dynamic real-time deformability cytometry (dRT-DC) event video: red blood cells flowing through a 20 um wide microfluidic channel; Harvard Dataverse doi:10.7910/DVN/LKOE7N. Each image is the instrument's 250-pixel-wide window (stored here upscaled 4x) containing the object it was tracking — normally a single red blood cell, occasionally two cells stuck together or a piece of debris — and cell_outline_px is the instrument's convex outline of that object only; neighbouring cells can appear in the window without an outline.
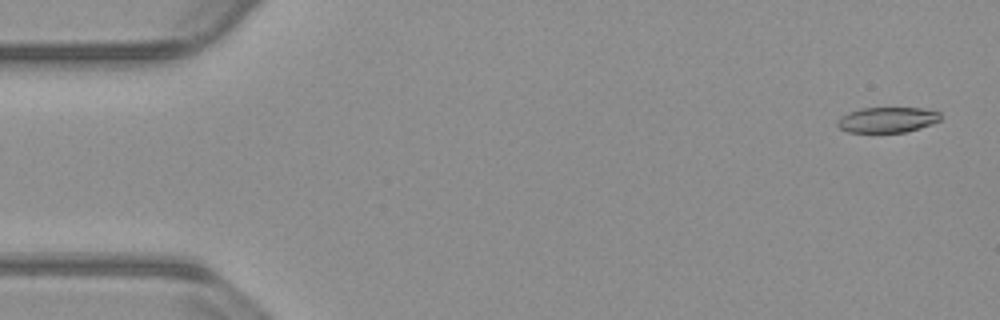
{"species": "common noctule bat (a hibernating species)", "species_latin": "Nyctalus noctula", "temperature_condition": "warm", "stored_images_in_passage": 54, "camera_frame_rate_fps": 3000, "um_per_image_px": 0.085, "animal": {"sex": "male", "body_mass_g": 23.1, "forearm_length_mm": 52.7}, "frame": {"image": 1, "passage_image": 2, "time_ms": 0.333, "image_size_px": [1000, 320], "cell_outline_px": [[940, 120], [932, 124], [920, 128], [904, 132], [848, 132], [840, 128], [836, 124], [840, 116], [848, 112], [860, 108], [920, 108], [940, 112]], "centroid_in_image_um": [75.4, 10.18], "position_along_channel_um": 9.6, "area_um2": 15.26}}
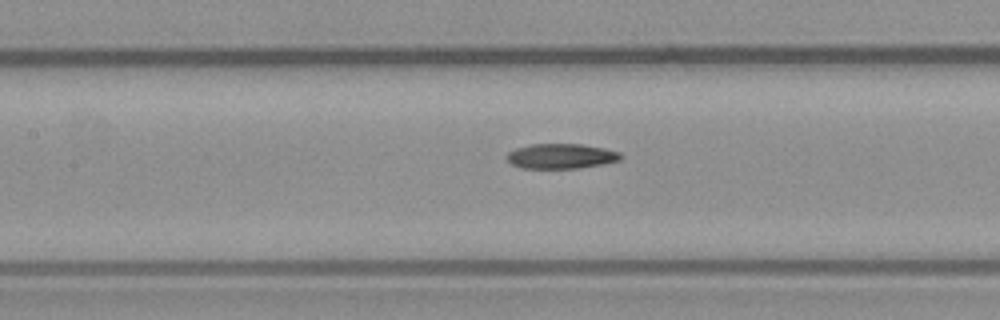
{"frame": {"image": 2, "passage_image": 24, "time_ms": 7.667, "image_size_px": [1000, 320], "cell_outline_px": [[624, 156], [620, 160], [604, 164], [580, 168], [520, 168], [512, 164], [504, 156], [508, 152], [516, 148], [532, 144], [580, 144], [604, 148], [620, 152]], "centroid_in_image_um": [47.7, 13.27], "position_along_channel_um": 159.7, "area_um2": 16.7}}
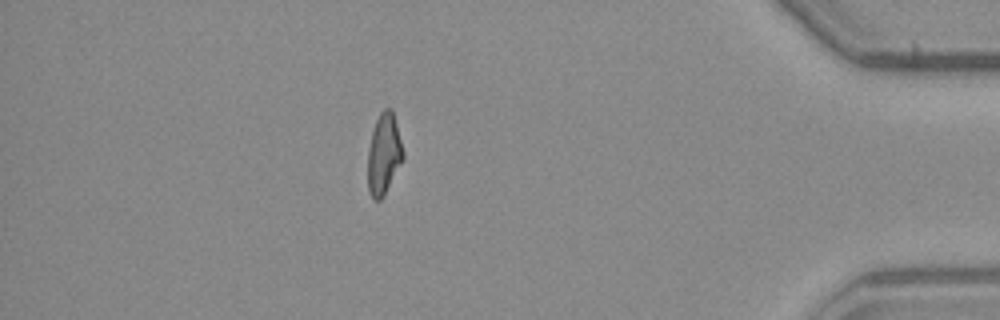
{"frame": {"image": 3, "passage_image": 47, "time_ms": 15.333, "image_size_px": [1000, 320], "cell_outline_px": [[404, 160], [384, 196], [380, 200], [372, 200], [368, 192], [368, 148], [372, 132], [376, 120], [380, 112], [384, 108], [392, 108], [404, 152]], "centroid_in_image_um": [32.63, 13.13], "position_along_channel_um": 402.6, "area_um2": 16.94}, "authors_computed_cell_mechanics": {"area_um2": 16.9932, "velocity_mm_per_s": 3.8197, "shape_relaxation_time_tau1_ms": null, "shape_relaxation_time_tau2_ms": 7.6497, "deformation_change_tau1": null, "deformation_change_tau2": 0.1806}}